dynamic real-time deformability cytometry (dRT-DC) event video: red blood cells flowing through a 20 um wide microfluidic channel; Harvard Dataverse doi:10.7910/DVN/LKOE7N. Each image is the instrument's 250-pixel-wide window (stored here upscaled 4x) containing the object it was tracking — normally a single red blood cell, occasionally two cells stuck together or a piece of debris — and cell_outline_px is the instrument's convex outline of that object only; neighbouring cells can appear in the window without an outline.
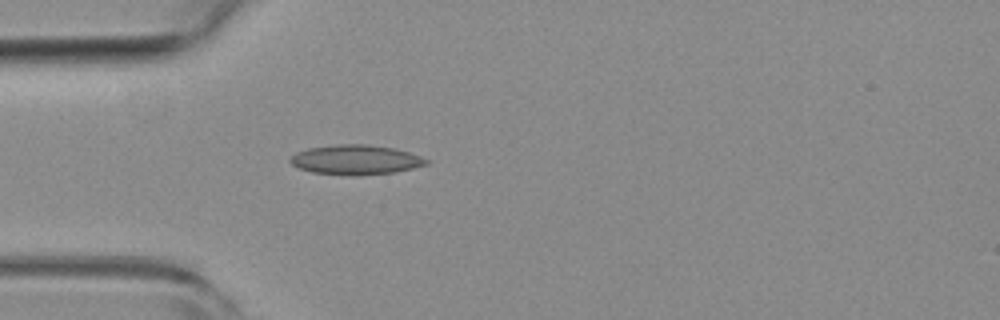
{"species": "common noctule bat (a hibernating species)", "species_latin": "Nyctalus noctula", "temperature_condition": "room temperature", "stored_images_in_passage": 40, "camera_frame_rate_fps": 3000, "um_per_image_px": 0.085, "animal": {"sex": "female", "body_mass_g": 19.3, "forearm_length_mm": 54.1}, "frame": {"image": 1, "passage_image": 1, "time_ms": 0.0, "image_size_px": [1000, 320], "cell_outline_px": [[432, 160], [428, 164], [396, 172], [352, 176], [312, 172], [300, 168], [292, 164], [288, 160], [296, 152], [308, 148], [336, 144], [368, 144], [392, 148], [408, 152]], "centroid_in_image_um": [30.25, 13.58], "position_along_channel_um": 54.8, "area_um2": 23.58}}
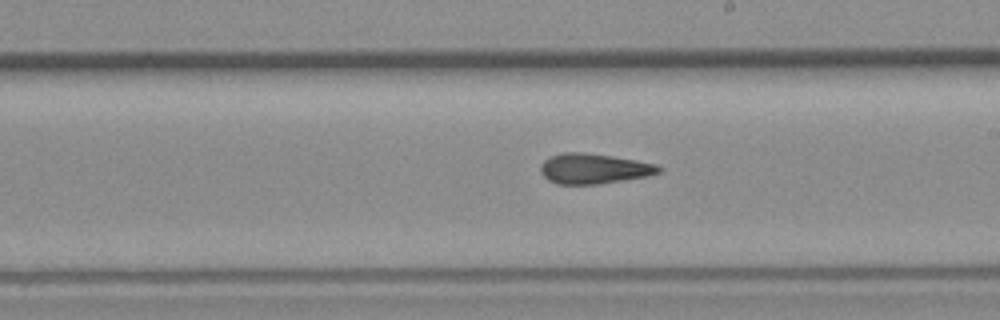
{"frame": {"image": 2, "passage_image": 16, "time_ms": 5.0, "image_size_px": [1000, 320], "cell_outline_px": [[664, 168], [660, 172], [648, 176], [600, 184], [556, 184], [548, 180], [540, 172], [540, 164], [544, 160], [552, 156], [564, 152], [584, 152], [612, 156], [636, 160], [656, 164]], "centroid_in_image_um": [50.48, 14.34], "position_along_channel_um": 238.5, "area_um2": 20.92}}
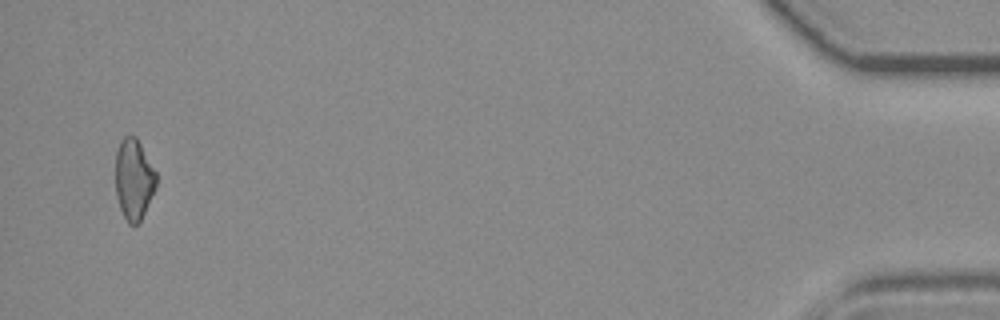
{"frame": {"image": 3, "passage_image": 38, "time_ms": 12.333, "image_size_px": [1000, 320], "cell_outline_px": [[156, 188], [140, 220], [136, 224], [128, 224], [120, 208], [116, 196], [116, 152], [120, 140], [124, 136], [136, 136], [156, 172]], "centroid_in_image_um": [11.37, 15.22], "position_along_channel_um": 423.8, "area_um2": 19.02}, "authors_computed_cell_mechanics": {"area_um2": 20.4901, "velocity_mm_per_s": 3.7719, "shape_relaxation_time_tau1_ms": null, "shape_relaxation_time_tau2_ms": 3.5499, "deformation_change_tau1": null, "deformation_change_tau2": 0.1152}}